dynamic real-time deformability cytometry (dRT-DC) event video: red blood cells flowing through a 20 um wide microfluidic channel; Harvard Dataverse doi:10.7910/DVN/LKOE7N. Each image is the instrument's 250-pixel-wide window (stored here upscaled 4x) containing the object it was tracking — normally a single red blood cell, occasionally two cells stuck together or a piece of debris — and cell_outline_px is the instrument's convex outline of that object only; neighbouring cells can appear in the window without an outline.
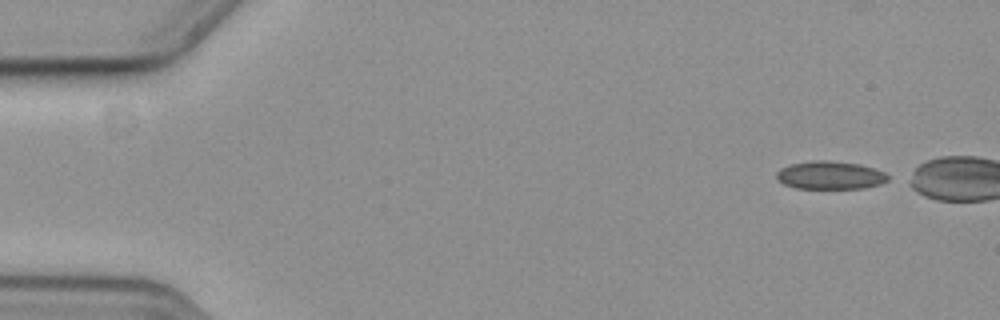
{"species": "common noctule bat (a hibernating species)", "species_latin": "Nyctalus noctula", "temperature_condition": "cold", "stored_images_in_passage": 14, "camera_frame_rate_fps": 3000, "um_per_image_px": 0.085, "animal": {"sex": "female", "body_mass_g": 19.3, "forearm_length_mm": 54.1}, "frame": {"image": 1, "passage_image": 1, "time_ms": 0.0, "image_size_px": [1000, 320], "cell_outline_px": [[888, 180], [880, 184], [864, 188], [796, 188], [784, 184], [776, 180], [776, 172], [780, 168], [792, 164], [812, 160], [828, 160], [860, 164], [884, 172], [888, 176]], "centroid_in_image_um": [70.53, 14.89], "position_along_channel_um": 14.5, "area_um2": 18.21}}